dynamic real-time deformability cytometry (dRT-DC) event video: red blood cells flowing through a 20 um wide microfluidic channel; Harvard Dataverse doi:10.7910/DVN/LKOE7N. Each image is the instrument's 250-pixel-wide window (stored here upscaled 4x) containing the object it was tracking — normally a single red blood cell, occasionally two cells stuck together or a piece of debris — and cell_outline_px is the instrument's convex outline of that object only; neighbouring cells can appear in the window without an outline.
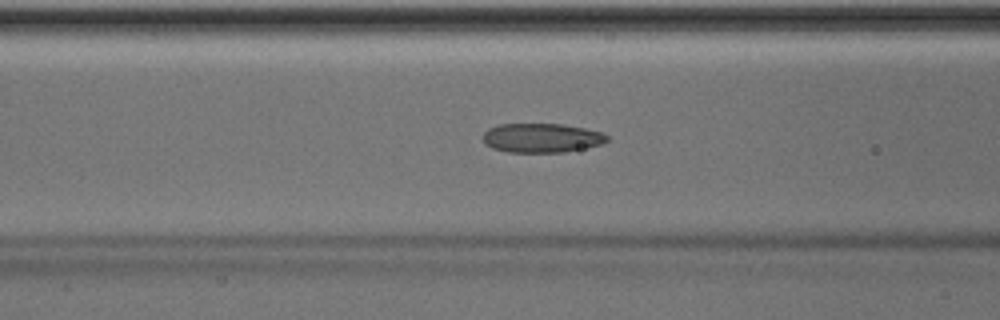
{"species": "Egyptian fruit bat (a non-hibernating species)", "species_latin": "Rousettus aegyptiacus", "temperature_condition": "room temperature", "stored_images_in_passage": 43, "camera_frame_rate_fps": 3000, "um_per_image_px": 0.085, "animal": {"sex": "male"}, "frame": {"image": 1, "passage_image": 13, "time_ms": 4.0, "image_size_px": [1000, 320], "cell_outline_px": [[608, 140], [604, 144], [564, 152], [508, 152], [492, 148], [484, 144], [484, 132], [488, 128], [496, 124], [564, 124], [584, 128], [600, 132], [608, 136]], "centroid_in_image_um": [46.03, 11.72], "position_along_channel_um": 120.6, "area_um2": 21.21}, "authors_computed_cell_mechanics": {"area_um2": 20.9236, "velocity_mm_per_s": 4.0229, "shape_relaxation_time_tau1_ms": null, "shape_relaxation_time_tau2_ms": 3.8622, "deformation_change_tau1": null, "deformation_change_tau2": 0.1047}}